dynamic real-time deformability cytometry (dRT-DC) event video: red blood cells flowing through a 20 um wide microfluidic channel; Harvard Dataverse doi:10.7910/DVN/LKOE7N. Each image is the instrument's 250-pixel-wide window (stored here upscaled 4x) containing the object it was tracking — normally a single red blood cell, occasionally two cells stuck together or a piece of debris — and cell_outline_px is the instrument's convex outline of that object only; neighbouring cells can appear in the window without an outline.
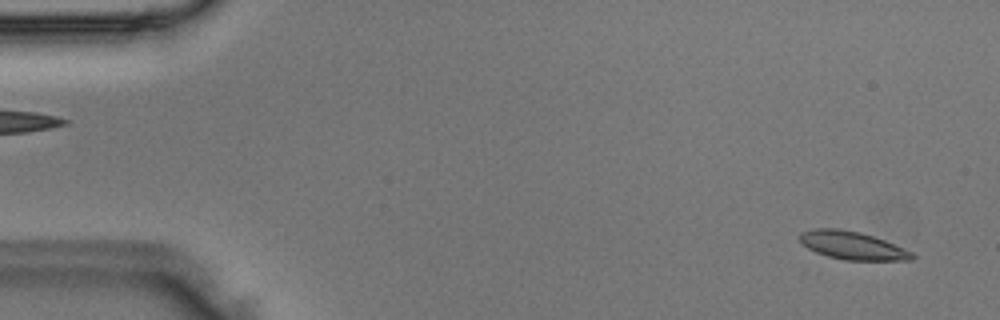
{"species": "Egyptian fruit bat (a non-hibernating species)", "species_latin": "Rousettus aegyptiacus", "temperature_condition": "room temperature", "stored_images_in_passage": 28, "camera_frame_rate_fps": 3000, "um_per_image_px": 0.085, "animal": {"sex": "male"}, "frame": {"image": 1, "passage_image": 2, "time_ms": 0.333, "image_size_px": [1000, 320], "cell_outline_px": [[916, 256], [912, 260], [844, 260], [828, 256], [816, 252], [808, 248], [800, 240], [800, 232], [812, 228], [836, 228], [860, 232], [884, 240], [912, 252]], "centroid_in_image_um": [72.44, 20.86], "position_along_channel_um": 12.6, "area_um2": 18.21}}
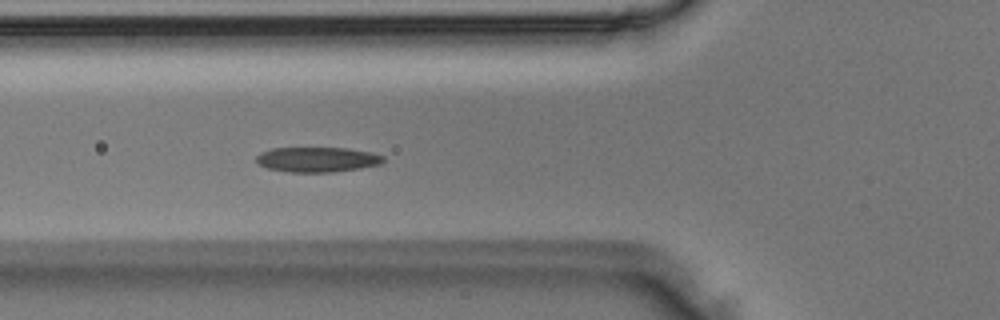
{"frame": {"image": 2, "passage_image": 17, "time_ms": 5.333, "image_size_px": [1000, 320], "cell_outline_px": [[384, 160], [380, 164], [360, 168], [332, 172], [288, 172], [268, 168], [260, 164], [256, 160], [256, 156], [260, 152], [272, 148], [348, 148], [372, 152], [384, 156]], "centroid_in_image_um": [26.97, 13.55], "position_along_channel_um": 98.8, "area_um2": 18.5}}
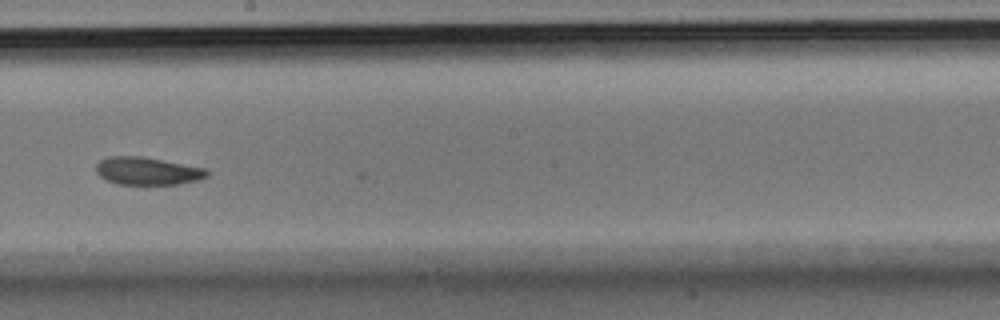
{"frame": {"image": 3, "passage_image": 27, "time_ms": 8.667, "image_size_px": [1000, 320], "cell_outline_px": [[208, 176], [196, 180], [180, 184], [116, 184], [100, 176], [96, 172], [96, 164], [100, 160], [108, 156], [144, 156], [204, 168], [208, 172]], "centroid_in_image_um": [12.5, 14.53], "position_along_channel_um": 235.7, "area_um2": 17.86}}